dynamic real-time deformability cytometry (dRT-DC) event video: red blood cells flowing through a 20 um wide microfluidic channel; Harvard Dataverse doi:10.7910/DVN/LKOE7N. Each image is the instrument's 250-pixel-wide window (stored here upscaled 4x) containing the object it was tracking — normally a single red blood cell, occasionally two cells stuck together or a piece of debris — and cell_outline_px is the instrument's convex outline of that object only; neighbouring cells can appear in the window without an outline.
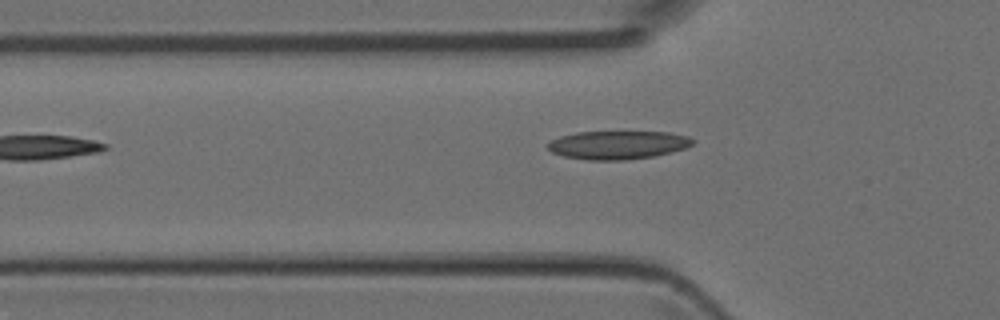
{"species": "Egyptian fruit bat (a non-hibernating species)", "species_latin": "Rousettus aegyptiacus", "temperature_condition": "room temperature", "stored_images_in_passage": 2, "camera_frame_rate_fps": 3000, "um_per_image_px": 0.085, "animal": {"sex": "female"}, "frame": {"image": 1, "passage_image": 2, "time_ms": 0.333, "image_size_px": [1000, 320], "cell_outline_px": [[696, 140], [692, 144], [684, 148], [652, 156], [624, 160], [588, 160], [564, 156], [552, 152], [548, 148], [548, 144], [552, 140], [560, 136], [576, 132], [668, 132], [688, 136]], "centroid_in_image_um": [52.5, 12.31], "position_along_channel_um": 73.3, "area_um2": 23.7}}